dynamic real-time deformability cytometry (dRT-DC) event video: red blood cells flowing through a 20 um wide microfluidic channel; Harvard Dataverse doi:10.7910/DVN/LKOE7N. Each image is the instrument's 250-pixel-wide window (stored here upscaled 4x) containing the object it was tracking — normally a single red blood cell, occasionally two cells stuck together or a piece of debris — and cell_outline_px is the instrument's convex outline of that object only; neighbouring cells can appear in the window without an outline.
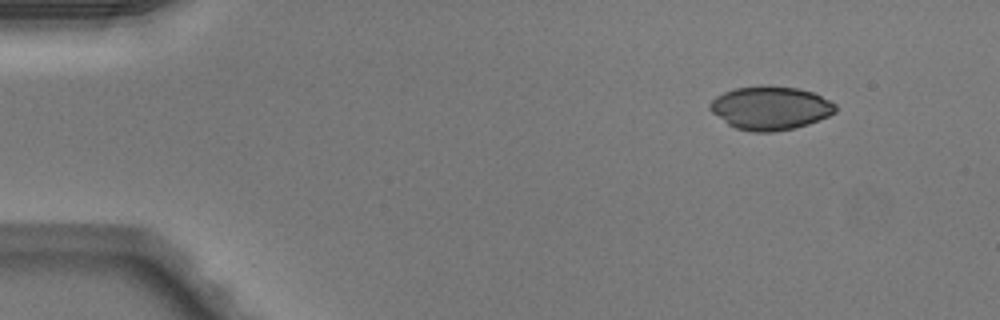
{"species": "Egyptian fruit bat (a non-hibernating species)", "species_latin": "Rousettus aegyptiacus", "temperature_condition": "warm", "stored_images_in_passage": 45, "camera_frame_rate_fps": 3000, "um_per_image_px": 0.085, "animal": {"sex": "male"}, "frame": {"image": 1, "passage_image": 1, "time_ms": 0.0, "image_size_px": [1000, 320], "cell_outline_px": [[836, 112], [828, 116], [808, 124], [796, 128], [772, 132], [752, 132], [736, 128], [728, 124], [712, 112], [708, 108], [708, 104], [716, 96], [724, 92], [736, 88], [760, 84], [768, 84], [800, 88], [812, 92], [836, 104]], "centroid_in_image_um": [65.47, 9.16], "position_along_channel_um": 19.5, "area_um2": 32.14}}
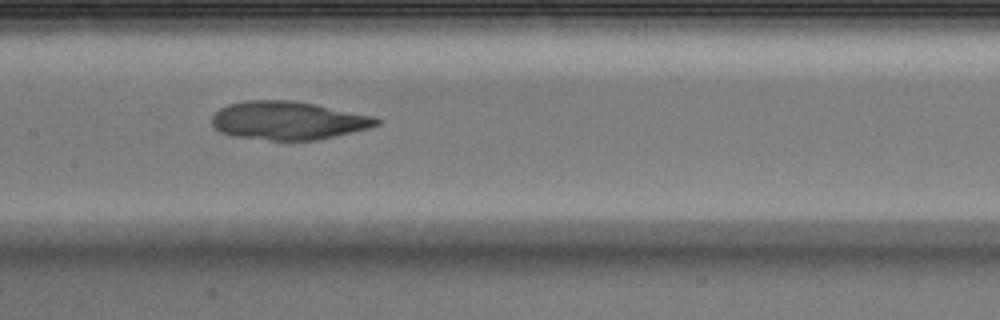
{"frame": {"image": 2, "passage_image": 20, "time_ms": 6.333, "image_size_px": [1000, 320], "cell_outline_px": [[380, 124], [368, 128], [316, 140], [268, 140], [236, 136], [220, 132], [212, 124], [212, 116], [220, 108], [228, 104], [248, 100], [288, 100], [312, 104], [372, 116], [380, 120]], "centroid_in_image_um": [24.44, 10.25], "position_along_channel_um": 183.0, "area_um2": 36.18}}
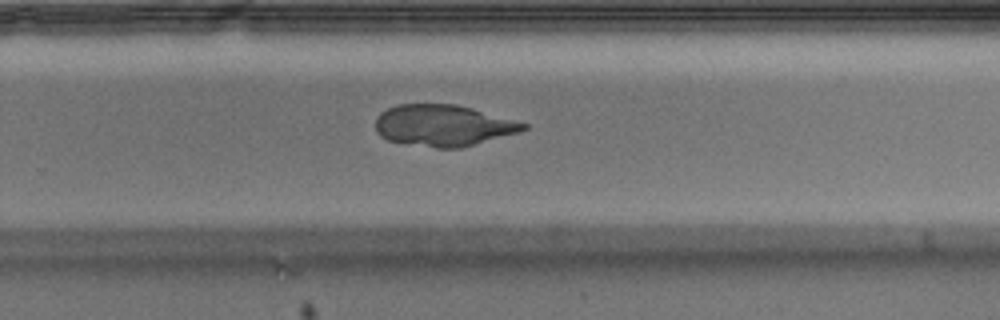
{"frame": {"image": 3, "passage_image": 28, "time_ms": 9.0, "image_size_px": [1000, 320], "cell_outline_px": [[528, 128], [520, 132], [460, 148], [436, 148], [388, 140], [380, 136], [376, 132], [376, 116], [380, 112], [396, 104], [456, 104], [472, 108], [528, 124]], "centroid_in_image_um": [37.66, 10.66], "position_along_channel_um": 292.1, "area_um2": 35.6}}